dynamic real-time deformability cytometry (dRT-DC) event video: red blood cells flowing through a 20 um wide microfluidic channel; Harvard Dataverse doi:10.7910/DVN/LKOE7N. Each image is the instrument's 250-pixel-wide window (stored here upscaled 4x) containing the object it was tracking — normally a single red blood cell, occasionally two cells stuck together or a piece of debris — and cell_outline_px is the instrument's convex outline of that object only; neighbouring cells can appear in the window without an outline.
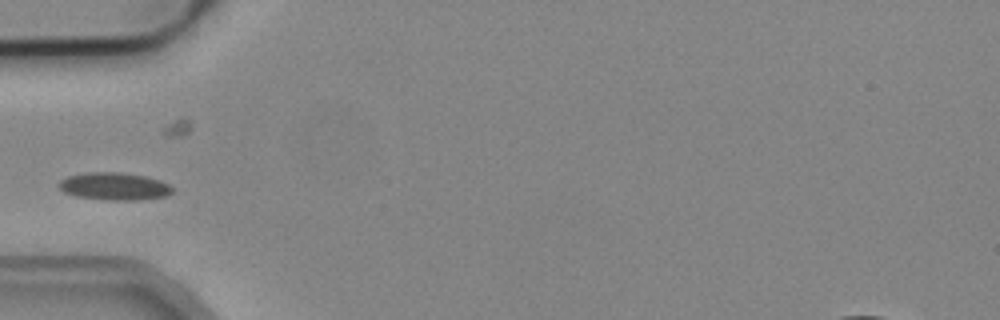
{"species": "common noctule bat (a hibernating species)", "species_latin": "Nyctalus noctula", "temperature_condition": "cold", "stored_images_in_passage": 6, "camera_frame_rate_fps": 3000, "um_per_image_px": 0.085, "animal": {"sex": "male", "body_mass_g": 19.2, "forearm_length_mm": 51.8}, "frame": {"image": 1, "passage_image": 3, "time_ms": 0.667, "image_size_px": [1000, 320], "cell_outline_px": [[172, 192], [168, 196], [140, 200], [108, 200], [76, 196], [64, 192], [60, 188], [60, 180], [68, 176], [88, 172], [120, 172], [144, 176], [160, 180], [168, 184], [172, 188]], "centroid_in_image_um": [9.74, 15.84], "position_along_channel_um": 75.3, "area_um2": 18.15}}